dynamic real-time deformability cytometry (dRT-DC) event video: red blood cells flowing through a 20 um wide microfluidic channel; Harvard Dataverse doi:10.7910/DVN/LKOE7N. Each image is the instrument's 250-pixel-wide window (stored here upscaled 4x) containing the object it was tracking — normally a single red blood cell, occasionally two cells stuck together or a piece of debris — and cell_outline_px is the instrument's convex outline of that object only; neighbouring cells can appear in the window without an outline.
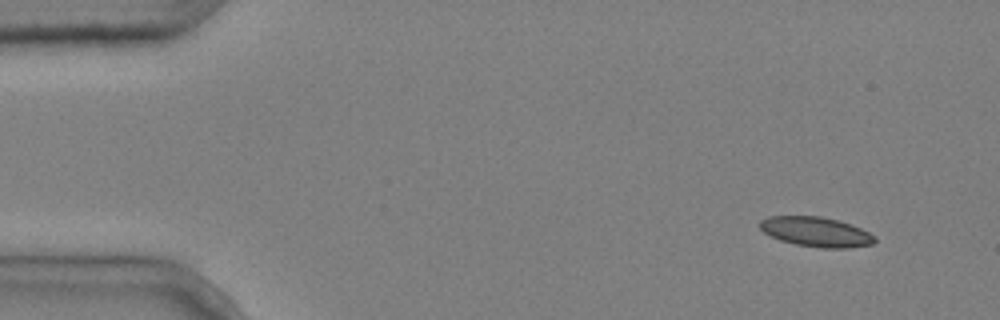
{"species": "common noctule bat (a hibernating species)", "species_latin": "Nyctalus noctula", "temperature_condition": "cold", "stored_images_in_passage": 4, "camera_frame_rate_fps": 3000, "um_per_image_px": 0.085, "animal": {"sex": "male", "body_mass_g": 20.4}, "frame": {"image": 1, "passage_image": 1, "time_ms": 0.0, "image_size_px": [1000, 320], "cell_outline_px": [[876, 240], [872, 244], [848, 248], [820, 248], [796, 244], [780, 240], [764, 232], [760, 228], [760, 220], [768, 216], [820, 216], [852, 224], [876, 236]], "centroid_in_image_um": [69.38, 19.7], "position_along_channel_um": 15.6, "area_um2": 19.88}}
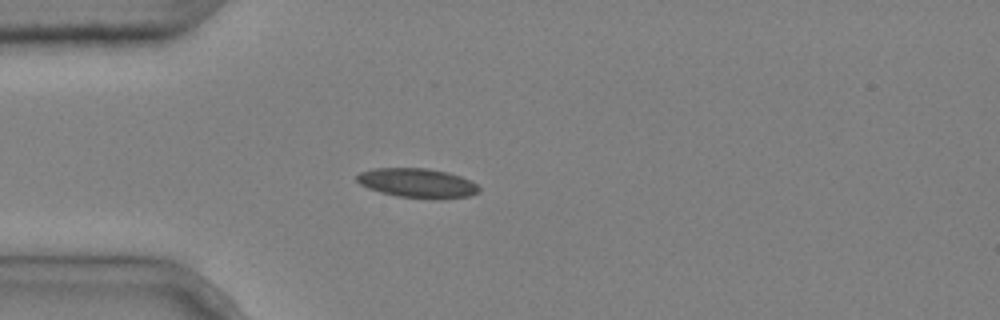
{"frame": {"image": 2, "passage_image": 4, "time_ms": 1.0, "image_size_px": [1000, 320], "cell_outline_px": [[480, 192], [468, 196], [436, 200], [396, 196], [380, 192], [368, 188], [360, 184], [356, 180], [356, 176], [360, 172], [372, 168], [428, 168], [448, 172], [460, 176], [476, 184], [480, 188]], "centroid_in_image_um": [35.47, 15.57], "position_along_channel_um": 49.5, "area_um2": 21.15}}